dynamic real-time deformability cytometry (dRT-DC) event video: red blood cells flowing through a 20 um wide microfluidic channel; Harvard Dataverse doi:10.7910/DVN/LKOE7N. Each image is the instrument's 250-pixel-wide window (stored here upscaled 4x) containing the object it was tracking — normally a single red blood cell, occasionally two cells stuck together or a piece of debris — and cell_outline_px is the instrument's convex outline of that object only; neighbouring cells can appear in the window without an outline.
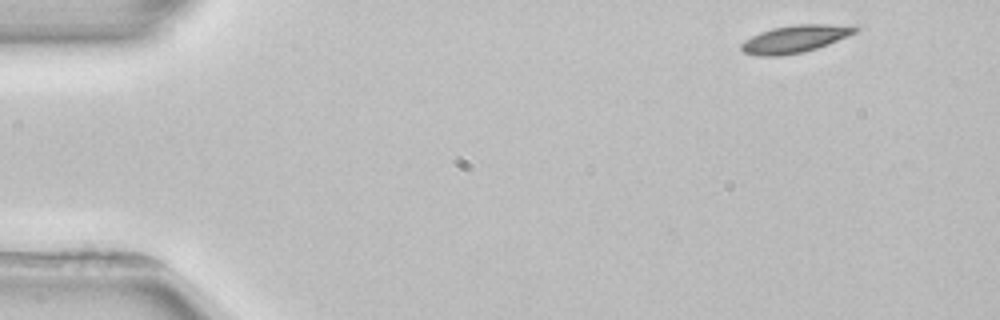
{"species": "common noctule bat (a hibernating species)", "species_latin": "Nyctalus noctula", "temperature_condition": "room temperature", "stored_images_in_passage": 4, "camera_frame_rate_fps": 3000, "um_per_image_px": 0.085, "animal": {"sex": "female", "body_mass_g": 22.7, "forearm_length_mm": 54.2}, "frame": {"image": 1, "passage_image": 1, "time_ms": 0.0, "image_size_px": [1000, 320], "cell_outline_px": [[860, 28], [856, 32], [828, 44], [816, 48], [800, 52], [780, 56], [760, 56], [744, 52], [740, 48], [740, 44], [744, 40], [760, 32], [772, 28], [796, 24], [828, 24]], "centroid_in_image_um": [67.51, 3.31], "position_along_channel_um": 17.5, "area_um2": 17.86}}